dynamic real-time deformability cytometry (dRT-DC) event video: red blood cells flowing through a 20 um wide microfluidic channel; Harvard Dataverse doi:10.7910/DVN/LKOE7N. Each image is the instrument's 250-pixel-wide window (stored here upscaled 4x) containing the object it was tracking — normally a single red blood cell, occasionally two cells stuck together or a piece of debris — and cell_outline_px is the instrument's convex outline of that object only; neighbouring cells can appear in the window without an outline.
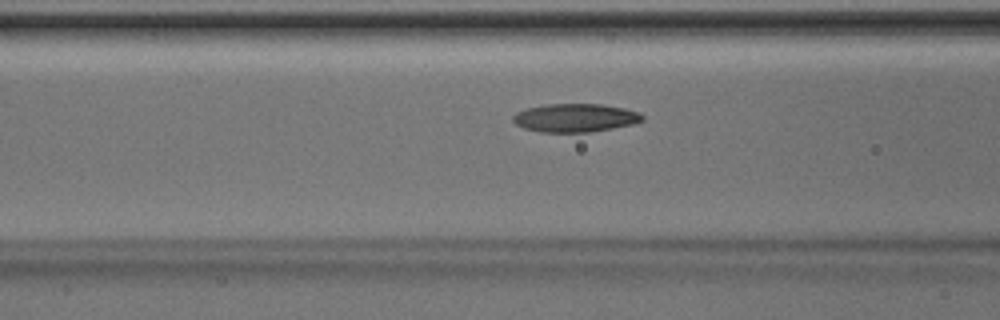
{"species": "Egyptian fruit bat (a non-hibernating species)", "species_latin": "Rousettus aegyptiacus", "temperature_condition": "room temperature", "stored_images_in_passage": 38, "camera_frame_rate_fps": 3000, "um_per_image_px": 0.085, "animal": {"sex": "male"}, "frame": {"image": 1, "passage_image": 18, "time_ms": 5.667, "image_size_px": [1000, 320], "cell_outline_px": [[644, 120], [632, 124], [612, 128], [588, 132], [540, 132], [524, 128], [516, 124], [512, 120], [512, 116], [516, 112], [524, 108], [544, 104], [600, 104], [624, 108], [640, 112], [644, 116]], "centroid_in_image_um": [48.86, 10.01], "position_along_channel_um": 117.7, "area_um2": 21.5}}
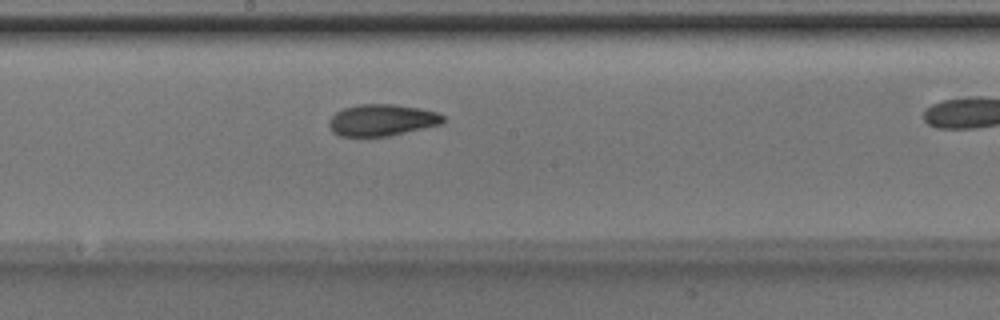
{"frame": {"image": 2, "passage_image": 25, "time_ms": 8.0, "image_size_px": [1000, 320], "cell_outline_px": [[448, 120], [444, 124], [388, 136], [340, 136], [332, 132], [328, 124], [328, 120], [336, 112], [344, 108], [356, 104], [396, 104], [420, 108], [436, 112], [444, 116]], "centroid_in_image_um": [32.49, 10.2], "position_along_channel_um": 215.7, "area_um2": 21.33}}
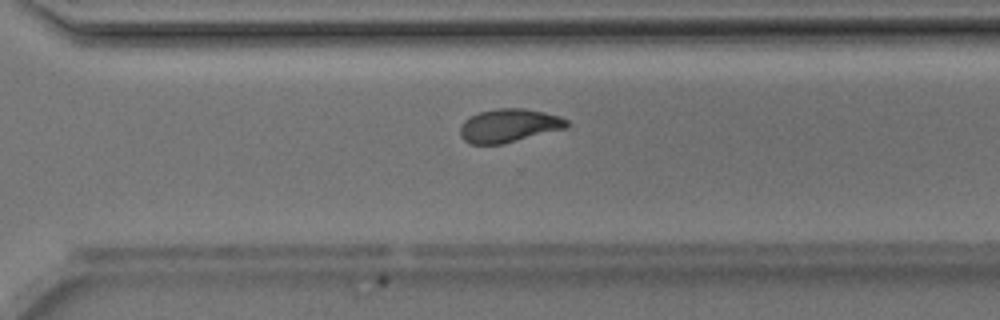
{"frame": {"image": 3, "passage_image": 33, "time_ms": 10.667, "image_size_px": [1000, 320], "cell_outline_px": [[568, 128], [500, 144], [468, 144], [460, 136], [460, 124], [464, 120], [480, 112], [496, 108], [524, 108], [544, 112], [560, 116], [568, 120]], "centroid_in_image_um": [43.26, 10.67], "position_along_channel_um": 327.3, "area_um2": 20.81}}